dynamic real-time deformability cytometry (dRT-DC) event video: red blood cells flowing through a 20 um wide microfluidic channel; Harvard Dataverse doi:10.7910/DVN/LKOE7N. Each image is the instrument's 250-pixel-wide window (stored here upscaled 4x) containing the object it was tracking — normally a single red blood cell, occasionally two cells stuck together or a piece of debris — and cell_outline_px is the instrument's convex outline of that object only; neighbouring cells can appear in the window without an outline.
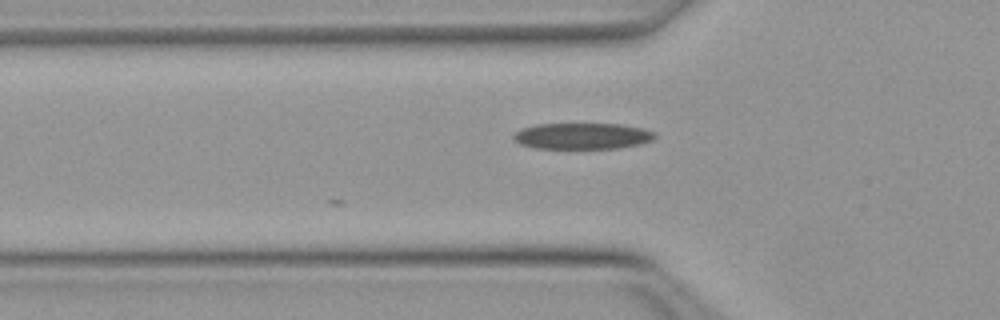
{"species": "Egyptian fruit bat (a non-hibernating species)", "species_latin": "Rousettus aegyptiacus", "temperature_condition": "warm", "stored_images_in_passage": 7, "camera_frame_rate_fps": 3000, "um_per_image_px": 0.085, "animal": {"sex": "female"}, "frame": {"image": 1, "passage_image": 3, "time_ms": 0.667, "image_size_px": [1000, 320], "cell_outline_px": [[656, 136], [652, 140], [640, 144], [620, 148], [536, 148], [520, 144], [512, 140], [512, 136], [516, 132], [524, 128], [536, 124], [620, 124], [644, 128], [656, 132]], "centroid_in_image_um": [49.52, 11.56], "position_along_channel_um": 76.3, "area_um2": 21.62}}
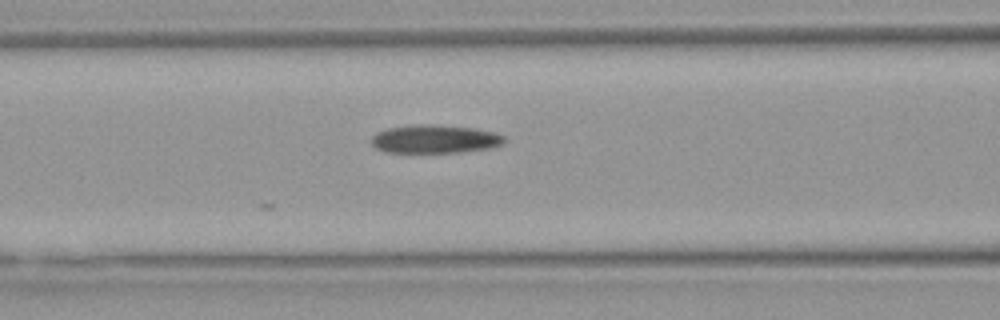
{"frame": {"image": 2, "passage_image": 7, "time_ms": 2.0, "image_size_px": [1000, 320], "cell_outline_px": [[508, 140], [504, 144], [492, 148], [460, 152], [384, 152], [376, 148], [372, 144], [372, 136], [376, 132], [388, 128], [416, 124], [440, 124], [472, 128], [496, 132], [504, 136]], "centroid_in_image_um": [37.01, 11.81], "position_along_channel_um": 129.6, "area_um2": 22.25}}